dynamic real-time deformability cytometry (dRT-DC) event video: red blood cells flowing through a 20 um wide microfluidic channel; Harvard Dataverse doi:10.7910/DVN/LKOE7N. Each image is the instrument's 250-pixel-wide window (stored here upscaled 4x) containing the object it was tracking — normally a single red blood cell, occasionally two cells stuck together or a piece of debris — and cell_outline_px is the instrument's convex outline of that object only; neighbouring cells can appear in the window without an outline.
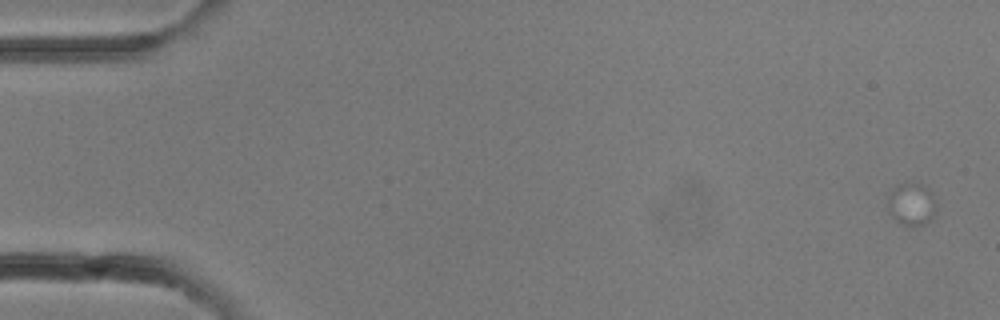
{"species": "common noctule bat (a hibernating species)", "species_latin": "Nyctalus noctula", "temperature_condition": "room temperature", "stored_images_in_passage": 10, "camera_frame_rate_fps": 3000, "um_per_image_px": 0.085, "animal": {"sex": "female"}, "frame": {"image": 1, "passage_image": 1, "time_ms": 0.0, "image_size_px": [1000, 320], "cell_outline_px": [[936, 208], [932, 216], [924, 224], [912, 228], [900, 224], [888, 212], [888, 196], [892, 188], [896, 184], [924, 184], [932, 192], [936, 200]], "centroid_in_image_um": [77.47, 17.37], "position_along_channel_um": 7.5, "area_um2": 12.25}}